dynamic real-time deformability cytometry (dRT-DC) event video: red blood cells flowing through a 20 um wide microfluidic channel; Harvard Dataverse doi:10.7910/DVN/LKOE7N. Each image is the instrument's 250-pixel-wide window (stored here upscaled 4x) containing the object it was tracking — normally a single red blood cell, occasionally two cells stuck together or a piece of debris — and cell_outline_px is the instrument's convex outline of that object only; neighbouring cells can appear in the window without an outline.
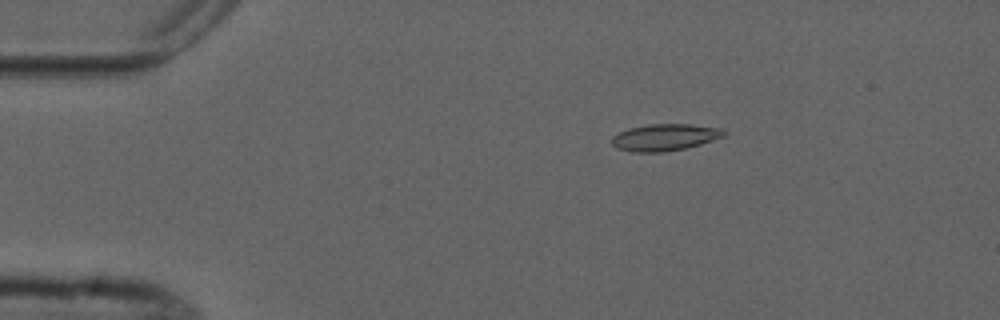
{"species": "common noctule bat (a hibernating species)", "species_latin": "Nyctalus noctula", "temperature_condition": "cold", "stored_images_in_passage": 6, "camera_frame_rate_fps": 3000, "um_per_image_px": 0.085, "animal": {"sex": "male", "forearm_length_mm": 52.5}, "frame": {"image": 1, "passage_image": 3, "time_ms": 2.333, "image_size_px": [1000, 320], "cell_outline_px": [[724, 136], [700, 144], [684, 148], [664, 152], [632, 152], [616, 148], [612, 144], [612, 136], [628, 128], [648, 124], [692, 124], [720, 128], [724, 132]], "centroid_in_image_um": [56.46, 11.67], "position_along_channel_um": 28.5, "area_um2": 17.4}}
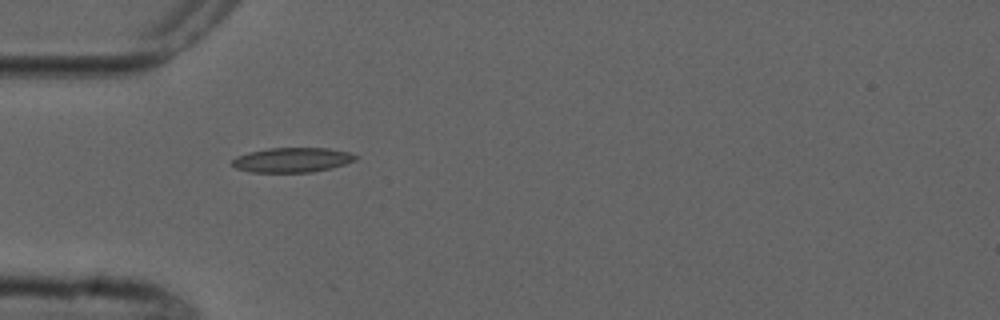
{"frame": {"image": 2, "passage_image": 5, "time_ms": 4.667, "image_size_px": [1000, 320], "cell_outline_px": [[360, 156], [356, 160], [332, 168], [312, 172], [252, 172], [236, 168], [232, 164], [232, 160], [236, 156], [248, 152], [268, 148], [328, 148], [348, 152]], "centroid_in_image_um": [24.85, 13.59], "position_along_channel_um": 60.1, "area_um2": 17.8}}
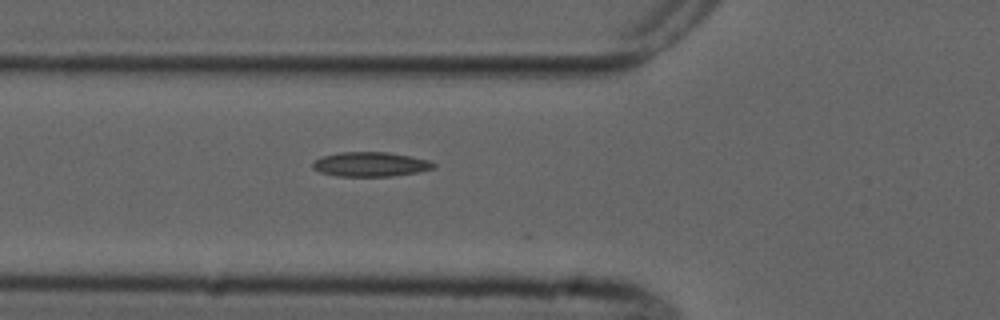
{"frame": {"image": 3, "passage_image": 6, "time_ms": 5.667, "image_size_px": [1000, 320], "cell_outline_px": [[436, 168], [420, 172], [392, 176], [336, 176], [320, 172], [312, 168], [312, 164], [316, 160], [324, 156], [340, 152], [388, 152], [412, 156], [428, 160], [436, 164]], "centroid_in_image_um": [31.54, 13.97], "position_along_channel_um": 94.3, "area_um2": 17.34}}